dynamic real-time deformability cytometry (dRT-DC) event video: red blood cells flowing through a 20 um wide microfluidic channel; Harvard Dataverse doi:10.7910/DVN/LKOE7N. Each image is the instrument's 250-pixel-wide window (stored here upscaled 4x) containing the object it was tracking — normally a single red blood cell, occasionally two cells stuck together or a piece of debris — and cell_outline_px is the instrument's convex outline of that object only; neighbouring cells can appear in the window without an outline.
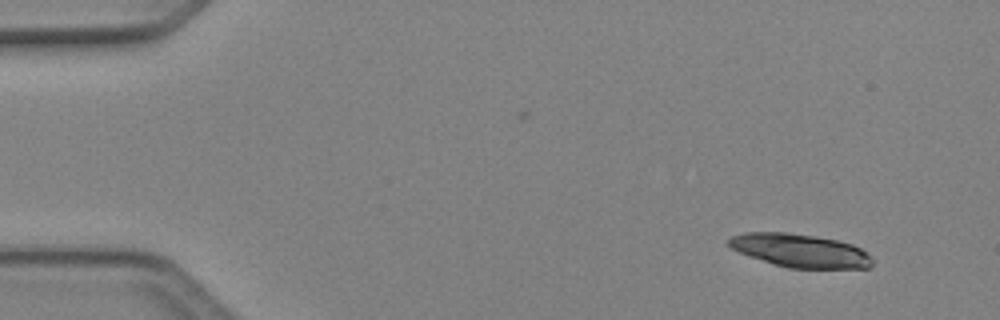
{"species": "Egyptian fruit bat (a non-hibernating species)", "species_latin": "Rousettus aegyptiacus", "temperature_condition": "cold", "stored_images_in_passage": 4, "camera_frame_rate_fps": 3000, "um_per_image_px": 0.085, "animal": {"sex": "female"}, "frame": {"image": 1, "passage_image": 2, "time_ms": 0.333, "image_size_px": [1000, 320], "cell_outline_px": [[872, 264], [868, 268], [788, 268], [748, 256], [732, 248], [728, 244], [728, 240], [732, 236], [744, 232], [784, 232], [816, 236], [836, 240], [852, 244], [860, 248], [872, 256]], "centroid_in_image_um": [68.02, 21.3], "position_along_channel_um": 17.0, "area_um2": 27.8}}
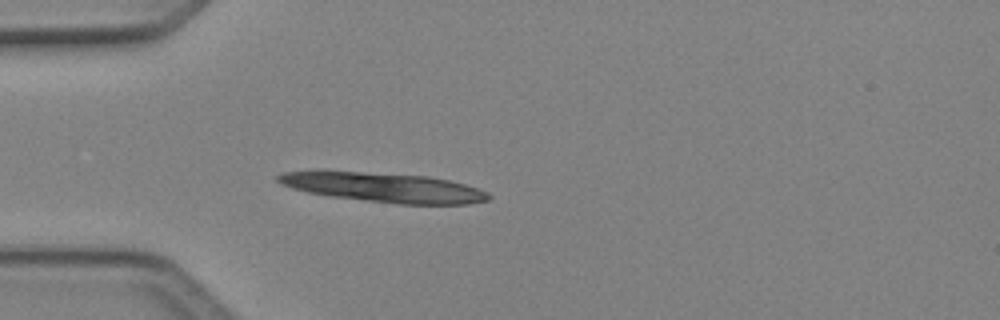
{"frame": {"image": 2, "passage_image": 4, "time_ms": 1.0, "image_size_px": [1000, 320], "cell_outline_px": [[492, 196], [488, 200], [468, 204], [400, 204], [332, 196], [308, 192], [292, 188], [276, 180], [276, 176], [284, 172], [360, 172], [428, 176], [448, 180], [464, 184], [488, 192]], "centroid_in_image_um": [32.7, 15.94], "position_along_channel_um": 52.3, "area_um2": 35.32}}